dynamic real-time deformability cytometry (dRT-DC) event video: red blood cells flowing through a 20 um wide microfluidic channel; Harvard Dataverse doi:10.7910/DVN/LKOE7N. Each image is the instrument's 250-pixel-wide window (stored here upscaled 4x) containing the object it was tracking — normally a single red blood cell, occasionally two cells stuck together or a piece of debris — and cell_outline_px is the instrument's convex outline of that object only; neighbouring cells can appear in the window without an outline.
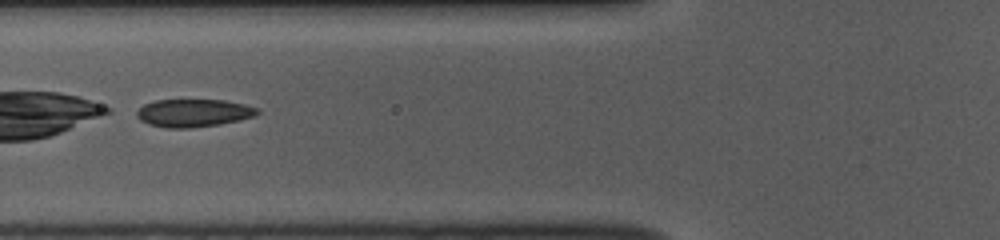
{"species": "common noctule bat (a hibernating species)", "species_latin": "Nyctalus noctula", "temperature_condition": "room temperature", "stored_images_in_passage": 27, "camera_frame_rate_fps": 3000, "um_per_image_px": 0.085, "animal": {"sex": "female", "body_mass_g": 10.0, "forearm_length_mm": 53.1}, "frame": {"image": 1, "passage_image": 5, "time_ms": 1.333, "image_size_px": [1000, 240], "cell_outline_px": [[260, 112], [256, 116], [240, 120], [220, 124], [188, 128], [168, 128], [148, 124], [140, 120], [136, 116], [136, 112], [144, 104], [156, 100], [224, 100], [244, 104], [260, 108]], "centroid_in_image_um": [16.48, 9.6], "position_along_channel_um": 109.3, "area_um2": 19.65}}
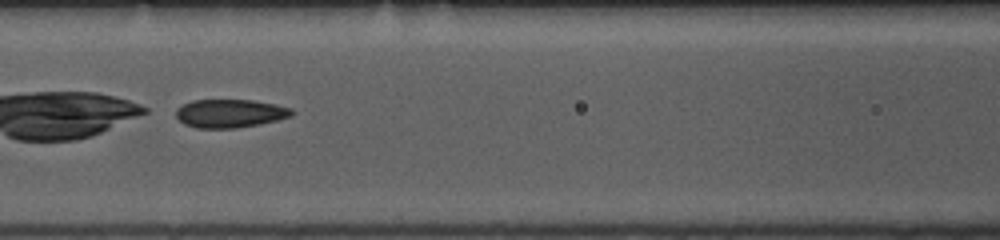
{"frame": {"image": 2, "passage_image": 8, "time_ms": 2.333, "image_size_px": [1000, 240], "cell_outline_px": [[296, 112], [292, 116], [260, 124], [236, 128], [196, 128], [184, 124], [176, 116], [176, 108], [192, 100], [252, 100], [292, 108]], "centroid_in_image_um": [19.55, 9.64], "position_along_channel_um": 147.0, "area_um2": 19.13}, "authors_computed_cell_mechanics": {"area_um2": 19.2474, "velocity_mm_per_s": 3.7317, "shape_relaxation_time_tau1_ms": 8.5449, "shape_relaxation_time_tau2_ms": 2.97, "deformation_change_tau1": 0.1509, "deformation_change_tau2": 0.1103}}